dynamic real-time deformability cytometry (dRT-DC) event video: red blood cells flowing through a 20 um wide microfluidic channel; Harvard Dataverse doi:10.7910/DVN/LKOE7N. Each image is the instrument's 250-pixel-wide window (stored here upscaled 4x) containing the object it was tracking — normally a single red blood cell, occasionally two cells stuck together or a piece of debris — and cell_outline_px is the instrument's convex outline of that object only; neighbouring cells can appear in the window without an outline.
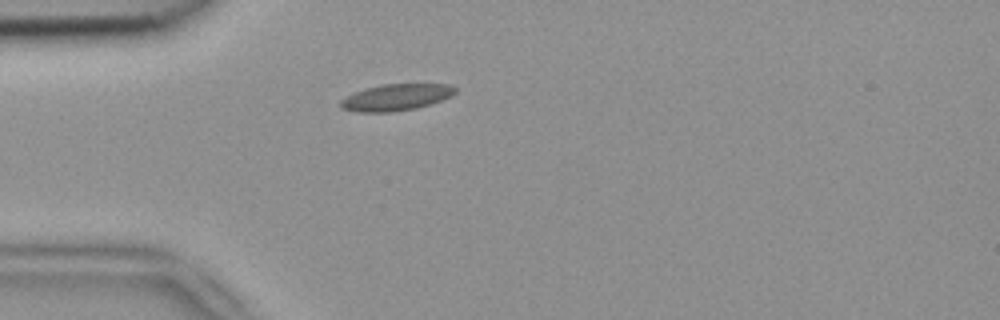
{"species": "common noctule bat (a hibernating species)", "species_latin": "Nyctalus noctula", "temperature_condition": "room temperature", "stored_images_in_passage": 1, "camera_frame_rate_fps": 3000, "um_per_image_px": 0.085, "animal": {"sex": "female", "body_mass_g": 18.4}, "frame": {"image": 1, "passage_image": 1, "time_ms": 0.0, "image_size_px": [1000, 320], "cell_outline_px": [[456, 92], [452, 96], [416, 108], [392, 112], [356, 112], [340, 108], [340, 100], [364, 88], [380, 84], [448, 84], [456, 88]], "centroid_in_image_um": [33.64, 8.27], "position_along_channel_um": 51.4, "area_um2": 17.69}}